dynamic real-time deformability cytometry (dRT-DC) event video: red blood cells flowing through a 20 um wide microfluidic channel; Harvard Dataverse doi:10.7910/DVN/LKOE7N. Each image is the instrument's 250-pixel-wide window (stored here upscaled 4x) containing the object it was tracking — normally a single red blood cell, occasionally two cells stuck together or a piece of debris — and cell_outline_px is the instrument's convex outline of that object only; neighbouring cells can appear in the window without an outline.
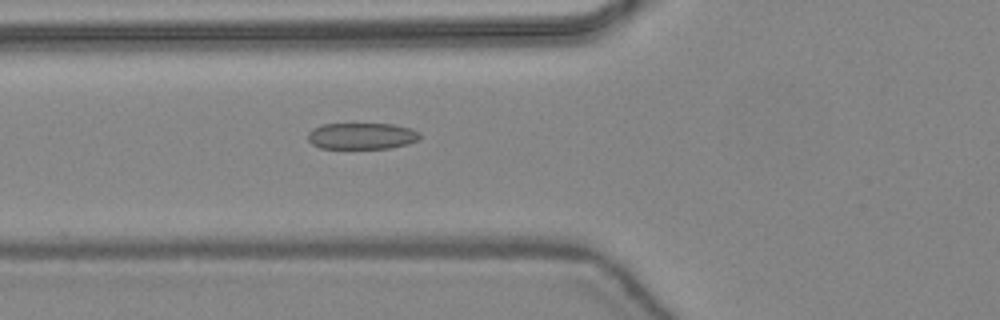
{"species": "common noctule bat (a hibernating species)", "species_latin": "Nyctalus noctula", "temperature_condition": "warm", "stored_images_in_passage": 40, "camera_frame_rate_fps": 3000, "um_per_image_px": 0.085, "animal": {"sex": "female", "body_mass_g": 24.6, "forearm_length_mm": 56.2}, "frame": {"image": 1, "passage_image": 11, "time_ms": 3.333, "image_size_px": [1000, 320], "cell_outline_px": [[420, 140], [408, 144], [388, 148], [320, 148], [312, 144], [308, 140], [308, 132], [312, 128], [324, 124], [392, 124], [412, 128], [420, 132]], "centroid_in_image_um": [30.77, 11.56], "position_along_channel_um": 95.0, "area_um2": 17.34}}
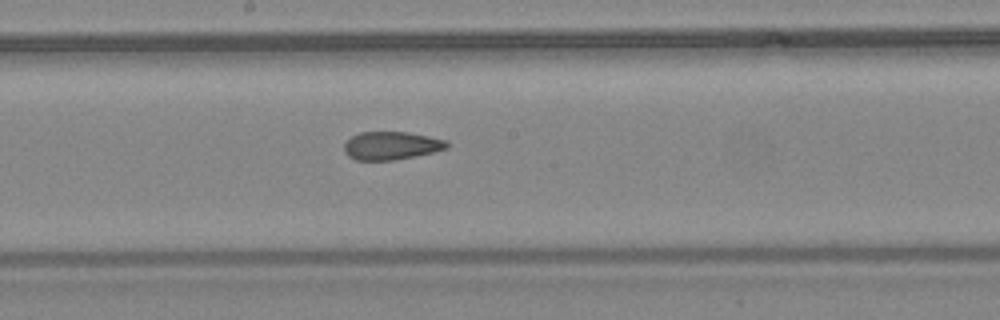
{"frame": {"image": 2, "passage_image": 19, "time_ms": 6.0, "image_size_px": [1000, 320], "cell_outline_px": [[448, 148], [416, 156], [392, 160], [356, 160], [348, 156], [344, 152], [344, 144], [352, 136], [360, 132], [408, 132], [428, 136], [444, 140], [448, 144]], "centroid_in_image_um": [33.23, 12.38], "position_along_channel_um": 215.0, "area_um2": 16.7}}
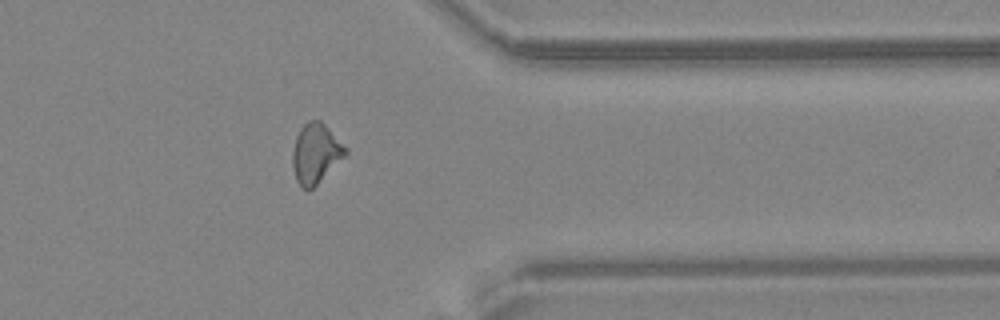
{"frame": {"image": 3, "passage_image": 31, "time_ms": 10.0, "image_size_px": [1000, 320], "cell_outline_px": [[348, 152], [312, 188], [304, 188], [296, 180], [292, 168], [292, 152], [296, 136], [300, 128], [308, 120], [320, 120], [348, 148]], "centroid_in_image_um": [26.81, 13.0], "position_along_channel_um": 384.6, "area_um2": 18.09}, "authors_computed_cell_mechanics": {"area_um2": 17.8602, "velocity_mm_per_s": 4.469, "shape_relaxation_time_tau1_ms": null, "shape_relaxation_time_tau2_ms": 1.5533, "deformation_change_tau1": null, "deformation_change_tau2": 0.0842}}